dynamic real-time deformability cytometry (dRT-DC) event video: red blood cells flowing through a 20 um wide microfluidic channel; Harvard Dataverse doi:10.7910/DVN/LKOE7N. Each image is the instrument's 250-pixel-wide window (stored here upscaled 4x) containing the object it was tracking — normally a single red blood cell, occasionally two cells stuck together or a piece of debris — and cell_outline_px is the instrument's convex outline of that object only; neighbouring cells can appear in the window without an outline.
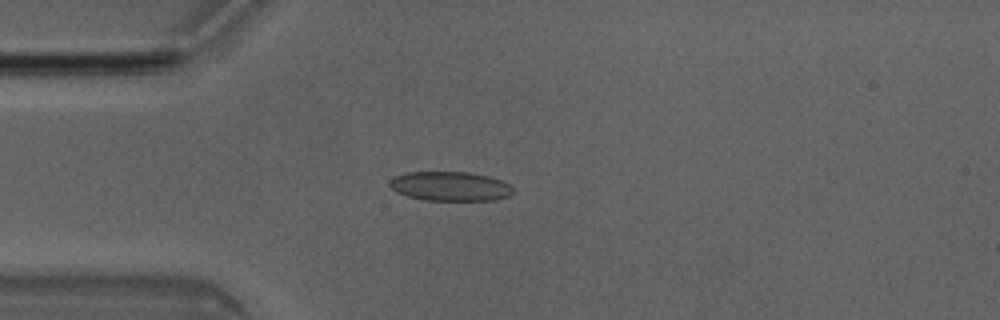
{"species": "Egyptian fruit bat (a non-hibernating species)", "species_latin": "Rousettus aegyptiacus", "temperature_condition": "room temperature", "stored_images_in_passage": 5, "camera_frame_rate_fps": 3000, "um_per_image_px": 0.085, "animal": {"sex": "male"}, "frame": {"image": 1, "passage_image": 4, "time_ms": 1.0, "image_size_px": [1000, 320], "cell_outline_px": [[512, 192], [508, 196], [492, 200], [424, 200], [408, 196], [396, 192], [388, 184], [388, 180], [396, 176], [408, 172], [468, 172], [488, 176], [500, 180], [508, 184], [512, 188]], "centroid_in_image_um": [38.22, 15.83], "position_along_channel_um": 46.8, "area_um2": 20.92}}